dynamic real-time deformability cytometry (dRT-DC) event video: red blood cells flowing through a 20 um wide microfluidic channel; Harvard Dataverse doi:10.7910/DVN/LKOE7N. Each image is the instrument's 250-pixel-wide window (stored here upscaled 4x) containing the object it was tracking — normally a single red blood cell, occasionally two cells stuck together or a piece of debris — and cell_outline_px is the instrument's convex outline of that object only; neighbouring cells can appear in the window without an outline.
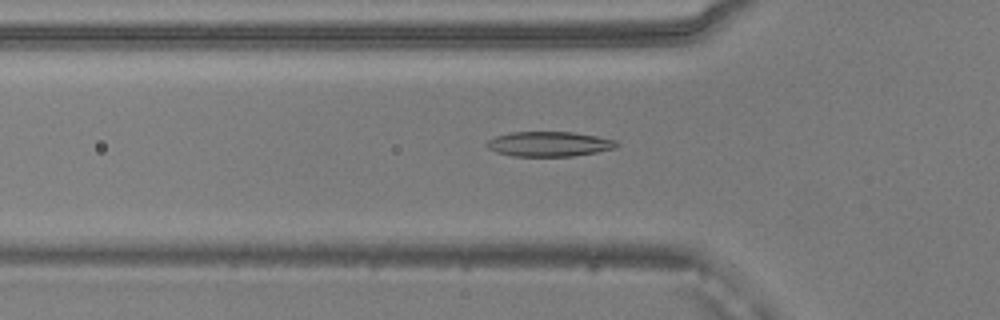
{"species": "common noctule bat (a hibernating species)", "species_latin": "Nyctalus noctula", "temperature_condition": "warm", "stored_images_in_passage": 51, "camera_frame_rate_fps": 3000, "um_per_image_px": 0.085, "animal": {"sex": "male", "body_mass_g": 20.5, "forearm_length_mm": 52.5}, "frame": {"image": 1, "passage_image": 16, "time_ms": 5.0, "image_size_px": [1000, 320], "cell_outline_px": [[620, 144], [616, 148], [596, 152], [572, 156], [512, 156], [496, 152], [488, 148], [484, 144], [488, 140], [496, 136], [512, 132], [572, 132], [596, 136], [616, 140]], "centroid_in_image_um": [46.67, 12.24], "position_along_channel_um": 79.1, "area_um2": 18.84}}
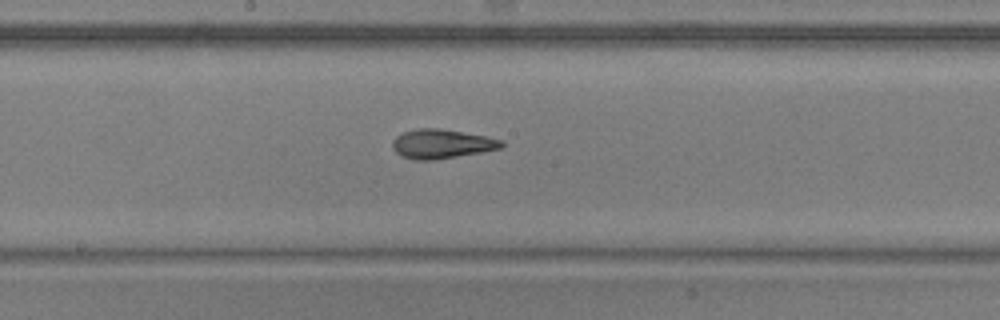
{"frame": {"image": 2, "passage_image": 26, "time_ms": 8.333, "image_size_px": [1000, 320], "cell_outline_px": [[504, 148], [432, 160], [412, 160], [396, 152], [392, 148], [392, 140], [396, 136], [404, 132], [416, 128], [440, 128], [484, 136], [504, 140]], "centroid_in_image_um": [37.54, 12.22], "position_along_channel_um": 210.7, "area_um2": 18.5}}
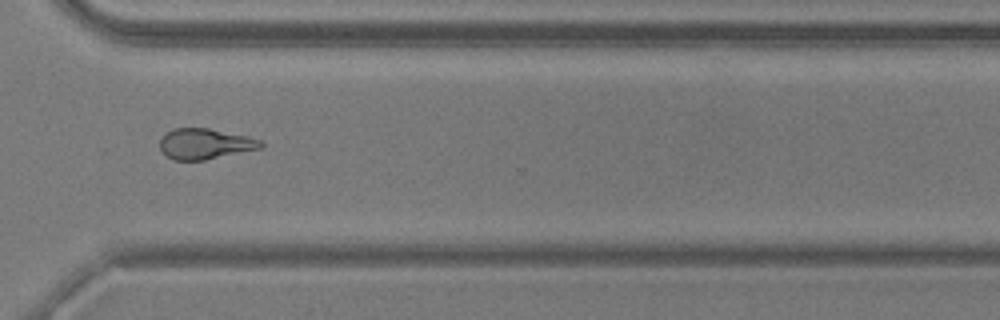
{"frame": {"image": 3, "passage_image": 37, "time_ms": 12.0, "image_size_px": [1000, 320], "cell_outline_px": [[264, 148], [204, 160], [172, 160], [160, 148], [160, 140], [172, 128], [208, 128], [248, 136], [260, 140], [264, 144]], "centroid_in_image_um": [17.47, 12.23], "position_along_channel_um": 353.1, "area_um2": 17.98}, "authors_computed_cell_mechanics": {"area_um2": 18.9006, "velocity_mm_per_s": 3.9079, "shape_relaxation_time_tau1_ms": 6.8162, "shape_relaxation_time_tau2_ms": 2.3499, "deformation_change_tau1": 0.2086, "deformation_change_tau2": 0.0968}}